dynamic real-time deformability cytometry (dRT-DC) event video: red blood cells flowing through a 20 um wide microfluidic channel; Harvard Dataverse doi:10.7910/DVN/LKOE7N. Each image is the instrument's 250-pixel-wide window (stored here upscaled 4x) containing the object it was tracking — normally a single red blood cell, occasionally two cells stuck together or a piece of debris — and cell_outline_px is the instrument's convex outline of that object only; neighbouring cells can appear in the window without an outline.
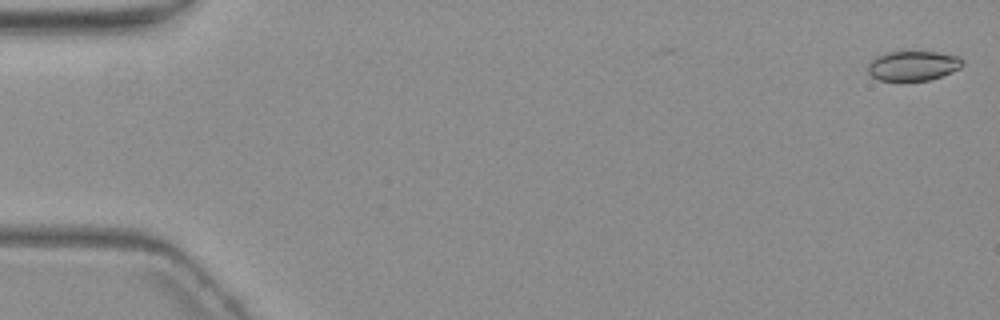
{"species": "common noctule bat (a hibernating species)", "species_latin": "Nyctalus noctula", "temperature_condition": "warm", "stored_images_in_passage": 6, "camera_frame_rate_fps": 3000, "um_per_image_px": 0.085, "animal": {"sex": "female", "body_mass_g": 19.3, "forearm_length_mm": 54.1}, "frame": {"image": 1, "passage_image": 1, "time_ms": 0.0, "image_size_px": [1000, 320], "cell_outline_px": [[964, 64], [960, 68], [952, 72], [928, 80], [880, 80], [872, 76], [868, 72], [868, 64], [876, 56], [884, 52], [936, 52], [960, 56], [964, 60]], "centroid_in_image_um": [77.63, 5.57], "position_along_channel_um": 7.4, "area_um2": 16.36}}
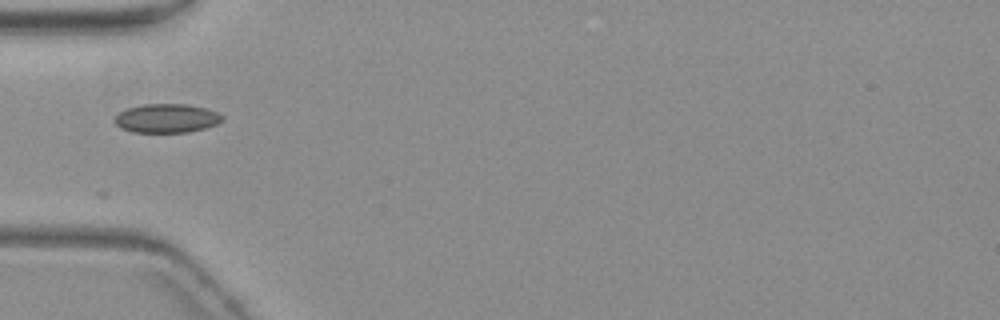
{"frame": {"image": 2, "passage_image": 6, "time_ms": 6.0, "image_size_px": [1000, 320], "cell_outline_px": [[224, 120], [216, 124], [204, 128], [188, 132], [132, 132], [120, 128], [112, 120], [120, 112], [128, 108], [144, 104], [188, 104], [204, 108], [216, 112], [224, 116]], "centroid_in_image_um": [14.15, 10.06], "position_along_channel_um": 70.8, "area_um2": 18.09}}